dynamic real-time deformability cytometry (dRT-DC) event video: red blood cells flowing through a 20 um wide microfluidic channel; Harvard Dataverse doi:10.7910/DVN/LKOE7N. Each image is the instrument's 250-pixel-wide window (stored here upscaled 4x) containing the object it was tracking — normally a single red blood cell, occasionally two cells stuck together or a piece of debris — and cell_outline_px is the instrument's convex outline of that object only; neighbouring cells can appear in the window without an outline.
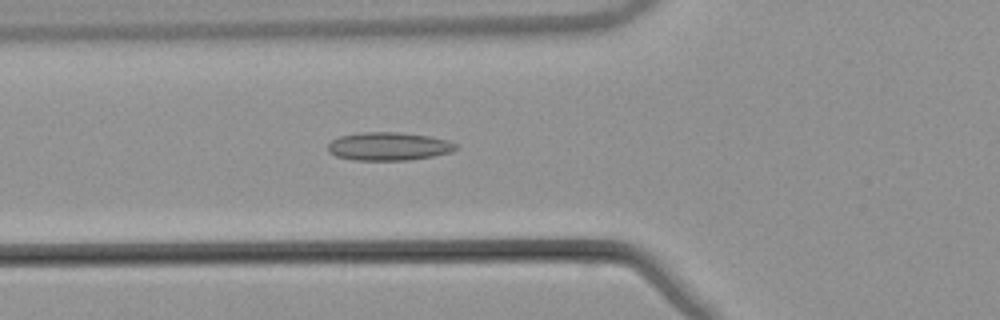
{"species": "common noctule bat (a hibernating species)", "species_latin": "Nyctalus noctula", "temperature_condition": "warm", "stored_images_in_passage": 53, "camera_frame_rate_fps": 3000, "um_per_image_px": 0.085, "animal": {"sex": "male", "body_mass_g": 21.5, "forearm_length_mm": 52.0}, "frame": {"image": 1, "passage_image": 20, "time_ms": 6.333, "image_size_px": [1000, 320], "cell_outline_px": [[456, 148], [452, 152], [432, 156], [408, 160], [352, 160], [336, 156], [328, 152], [328, 144], [332, 140], [340, 136], [360, 132], [400, 132], [428, 136], [448, 140], [456, 144]], "centroid_in_image_um": [33.01, 12.44], "position_along_channel_um": 92.8, "area_um2": 21.04}}
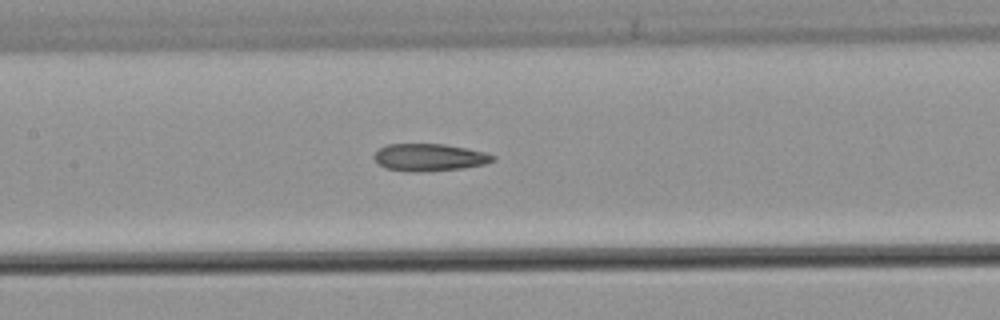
{"frame": {"image": 2, "passage_image": 26, "time_ms": 8.333, "image_size_px": [1000, 320], "cell_outline_px": [[496, 160], [484, 164], [464, 168], [416, 172], [408, 172], [384, 168], [372, 156], [384, 144], [444, 144], [468, 148], [484, 152], [496, 156]], "centroid_in_image_um": [36.5, 13.37], "position_along_channel_um": 170.9, "area_um2": 19.02}}
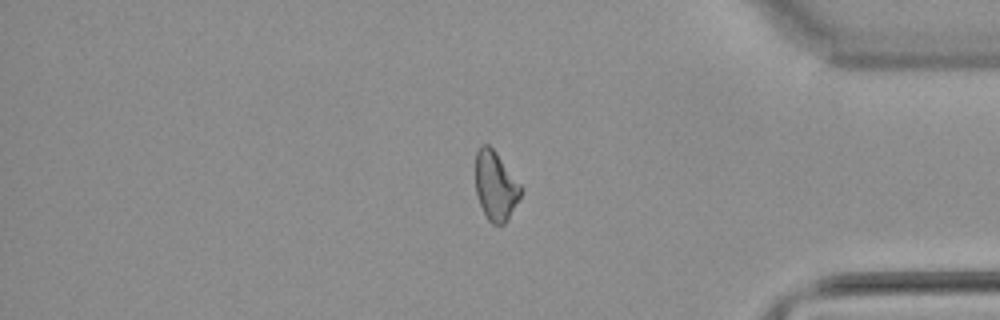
{"frame": {"image": 3, "passage_image": 45, "time_ms": 14.667, "image_size_px": [1000, 320], "cell_outline_px": [[524, 188], [520, 196], [504, 224], [492, 224], [488, 220], [480, 204], [476, 192], [476, 152], [480, 144], [488, 144], [496, 152]], "centroid_in_image_um": [42.12, 15.77], "position_along_channel_um": 393.1, "area_um2": 18.09}, "authors_computed_cell_mechanics": {"area_um2": 19.4208, "velocity_mm_per_s": 3.8788, "shape_relaxation_time_tau1_ms": null, "shape_relaxation_time_tau2_ms": 3.9949, "deformation_change_tau1": null, "deformation_change_tau2": 0.1454}}